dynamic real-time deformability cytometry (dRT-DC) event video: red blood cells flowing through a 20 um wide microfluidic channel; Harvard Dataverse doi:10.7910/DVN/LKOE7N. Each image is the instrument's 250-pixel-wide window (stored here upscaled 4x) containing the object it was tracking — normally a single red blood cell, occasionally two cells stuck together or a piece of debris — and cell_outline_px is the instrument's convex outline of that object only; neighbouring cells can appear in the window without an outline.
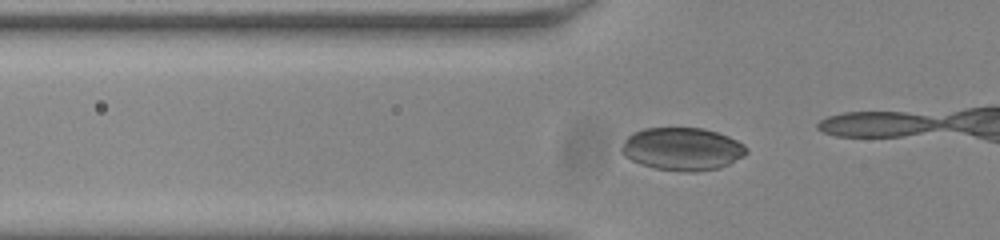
{"species": "common noctule bat (a hibernating species)", "species_latin": "Nyctalus noctula", "temperature_condition": "room temperature", "stored_images_in_passage": 10, "camera_frame_rate_fps": 3000, "um_per_image_px": 0.085, "animal": {"sex": "male", "body_mass_g": 20.0, "forearm_length_mm": 53.3}, "frame": {"image": 1, "passage_image": 5, "time_ms": 1.333, "image_size_px": [1000, 240], "cell_outline_px": [[748, 152], [744, 156], [720, 168], [696, 172], [680, 172], [656, 168], [640, 164], [624, 156], [620, 152], [620, 148], [624, 140], [632, 132], [644, 128], [704, 128], [728, 136], [744, 144], [748, 148]], "centroid_in_image_um": [57.98, 12.67], "position_along_channel_um": 67.8, "area_um2": 31.44}}
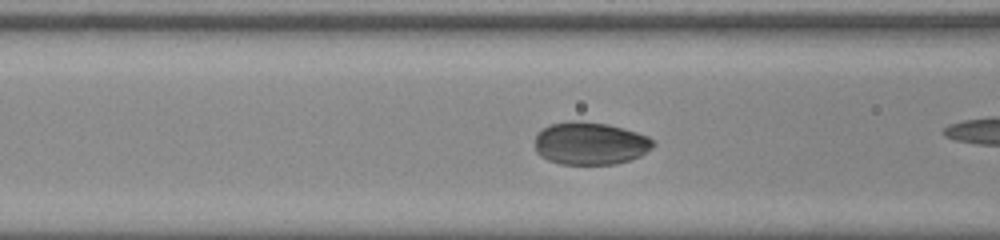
{"frame": {"image": 2, "passage_image": 9, "time_ms": 2.667, "image_size_px": [1000, 240], "cell_outline_px": [[656, 144], [652, 148], [640, 156], [616, 164], [560, 164], [548, 160], [540, 156], [536, 152], [536, 132], [548, 124], [568, 120], [580, 120], [608, 124], [624, 128], [648, 136]], "centroid_in_image_um": [50.14, 12.17], "position_along_channel_um": 116.5, "area_um2": 29.77}}